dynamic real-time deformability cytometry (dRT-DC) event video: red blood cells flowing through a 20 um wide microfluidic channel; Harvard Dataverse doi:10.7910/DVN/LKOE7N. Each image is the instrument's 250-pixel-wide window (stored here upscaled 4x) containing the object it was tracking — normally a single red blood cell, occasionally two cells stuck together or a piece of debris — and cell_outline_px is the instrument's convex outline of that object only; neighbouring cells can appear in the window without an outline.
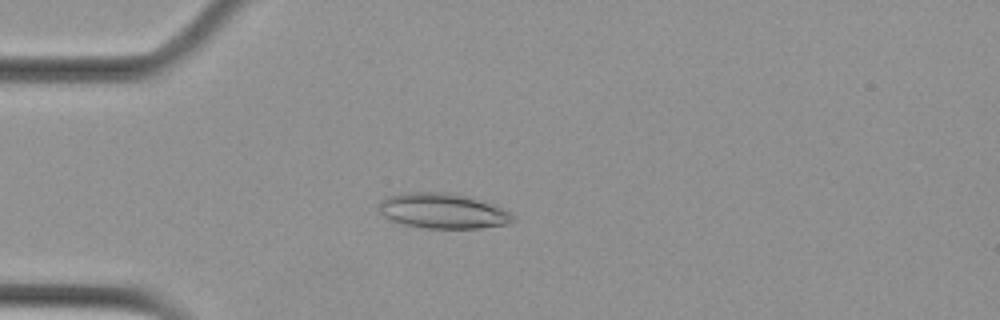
{"species": "Egyptian fruit bat (a non-hibernating species)", "species_latin": "Rousettus aegyptiacus", "temperature_condition": "cold", "stored_images_in_passage": 56, "camera_frame_rate_fps": 3000, "um_per_image_px": 0.085, "animal": {"sex": "female"}, "frame": {"image": 1, "passage_image": 15, "time_ms": 4.667, "image_size_px": [1000, 320], "cell_outline_px": [[516, 220], [508, 224], [480, 228], [428, 228], [404, 224], [392, 220], [384, 216], [380, 212], [380, 204], [388, 196], [408, 192], [444, 192], [464, 196], [500, 208], [508, 212]], "centroid_in_image_um": [37.62, 17.94], "position_along_channel_um": 47.4, "area_um2": 26.7}}
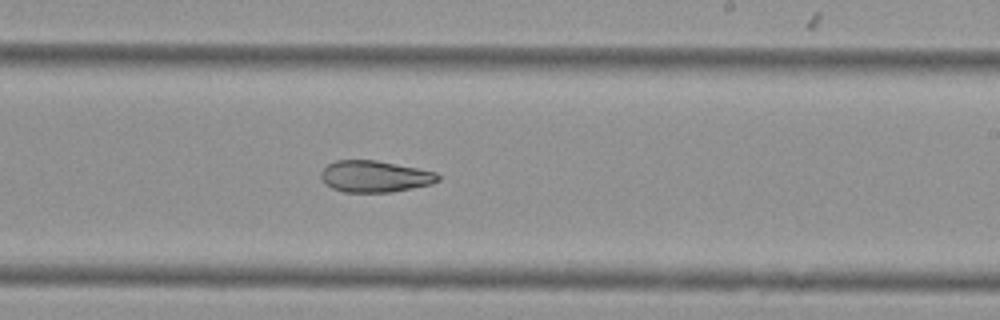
{"frame": {"image": 2, "passage_image": 34, "time_ms": 11.0, "image_size_px": [1000, 320], "cell_outline_px": [[440, 180], [432, 184], [392, 192], [344, 192], [332, 188], [324, 184], [320, 176], [320, 172], [328, 164], [336, 160], [376, 160], [436, 172], [440, 176]], "centroid_in_image_um": [31.84, 15.0], "position_along_channel_um": 257.2, "area_um2": 21.56}}
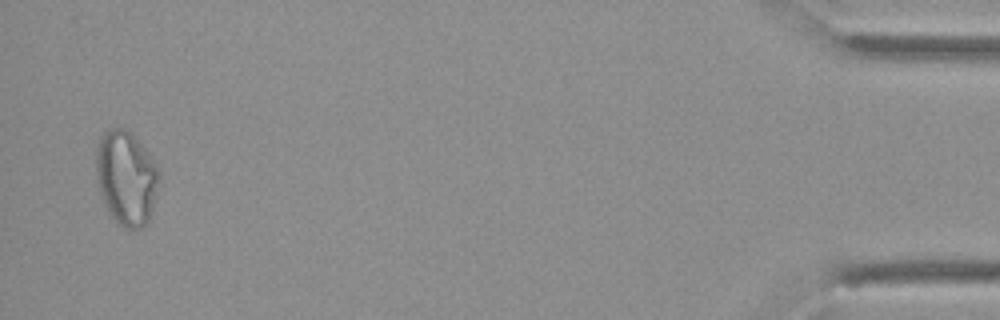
{"frame": {"image": 3, "passage_image": 55, "time_ms": 18.0, "image_size_px": [1000, 320], "cell_outline_px": [[160, 172], [152, 208], [148, 220], [140, 228], [124, 228], [116, 224], [108, 212], [104, 204], [100, 192], [96, 176], [96, 148], [100, 136], [108, 128], [124, 128], [140, 144]], "centroid_in_image_um": [10.68, 15.14], "position_along_channel_um": 424.5, "area_um2": 34.1}, "authors_computed_cell_mechanics": {"area_um2": 26.9926, "velocity_mm_per_s": 3.5942, "shape_relaxation_time_tau1_ms": null, "shape_relaxation_time_tau2_ms": 8.6083, "deformation_change_tau1": null, "deformation_change_tau2": 0.1717}}